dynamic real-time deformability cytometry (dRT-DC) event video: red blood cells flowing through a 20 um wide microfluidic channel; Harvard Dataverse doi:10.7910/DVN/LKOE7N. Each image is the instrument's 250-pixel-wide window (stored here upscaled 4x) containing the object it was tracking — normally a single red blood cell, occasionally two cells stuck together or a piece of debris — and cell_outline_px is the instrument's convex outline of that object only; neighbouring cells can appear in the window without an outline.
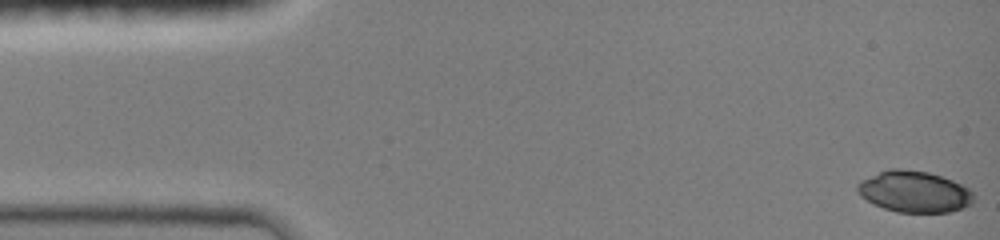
{"species": "common noctule bat (a hibernating species)", "species_latin": "Nyctalus noctula", "temperature_condition": "room temperature", "stored_images_in_passage": 59, "camera_frame_rate_fps": 3000, "um_per_image_px": 0.085, "animal": {"sex": "female", "body_mass_g": 19.0, "forearm_length_mm": 51.5}, "frame": {"image": 1, "passage_image": 1, "time_ms": 0.0, "image_size_px": [1000, 240], "cell_outline_px": [[972, 204], [948, 212], [896, 212], [884, 208], [868, 200], [856, 188], [864, 180], [880, 172], [892, 168], [896, 168], [928, 172], [952, 180], [968, 188], [972, 192]], "centroid_in_image_um": [77.76, 16.29], "position_along_channel_um": 7.2, "area_um2": 27.17}}
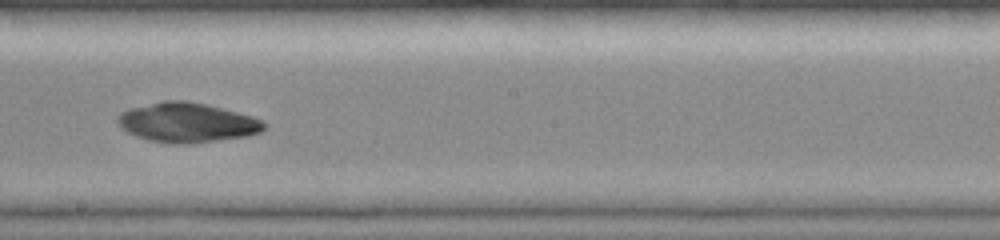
{"frame": {"image": 2, "passage_image": 38, "time_ms": 8.333, "image_size_px": [1000, 240], "cell_outline_px": [[268, 124], [260, 132], [248, 136], [184, 144], [176, 144], [148, 140], [136, 136], [120, 128], [116, 124], [116, 120], [120, 112], [128, 108], [164, 100], [184, 100], [204, 104], [252, 116], [264, 120]], "centroid_in_image_um": [15.86, 10.41], "position_along_channel_um": 232.3, "area_um2": 33.81}}
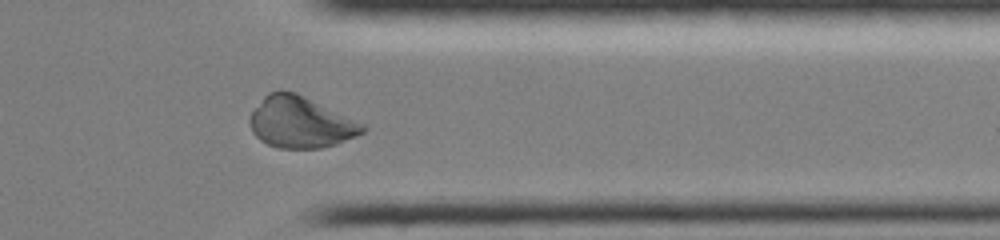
{"frame": {"image": 3, "passage_image": 53, "time_ms": 12.0, "image_size_px": [1000, 240], "cell_outline_px": [[368, 128], [364, 132], [356, 136], [336, 144], [320, 148], [276, 148], [260, 140], [252, 132], [248, 120], [252, 112], [264, 96], [268, 92], [280, 88], [296, 92], [364, 124]], "centroid_in_image_um": [25.52, 10.38], "position_along_channel_um": 385.9, "area_um2": 33.81}}